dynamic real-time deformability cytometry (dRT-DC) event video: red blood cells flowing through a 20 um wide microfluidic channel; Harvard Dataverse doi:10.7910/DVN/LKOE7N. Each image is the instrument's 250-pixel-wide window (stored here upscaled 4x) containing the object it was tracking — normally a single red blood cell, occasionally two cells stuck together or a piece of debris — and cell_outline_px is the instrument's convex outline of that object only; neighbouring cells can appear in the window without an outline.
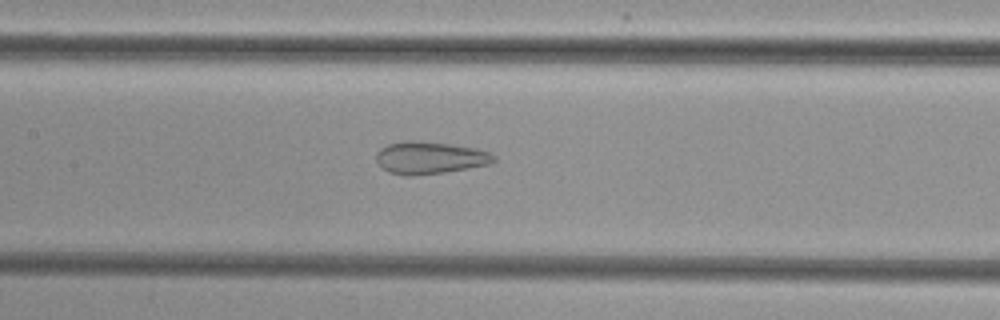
{"species": "common noctule bat (a hibernating species)", "species_latin": "Nyctalus noctula", "temperature_condition": "cold", "stored_images_in_passage": 33, "camera_frame_rate_fps": 3000, "um_per_image_px": 0.085, "animal": {"sex": "female", "body_mass_g": 29.2, "forearm_length_mm": 56.3}, "frame": {"image": 1, "passage_image": 10, "time_ms": 3.0, "image_size_px": [1000, 320], "cell_outline_px": [[496, 160], [492, 164], [444, 172], [412, 176], [408, 176], [388, 172], [380, 168], [376, 160], [376, 152], [380, 148], [388, 144], [404, 140], [412, 140], [448, 144], [476, 148], [492, 152], [496, 156]], "centroid_in_image_um": [36.53, 13.41], "position_along_channel_um": 170.9, "area_um2": 22.43}}
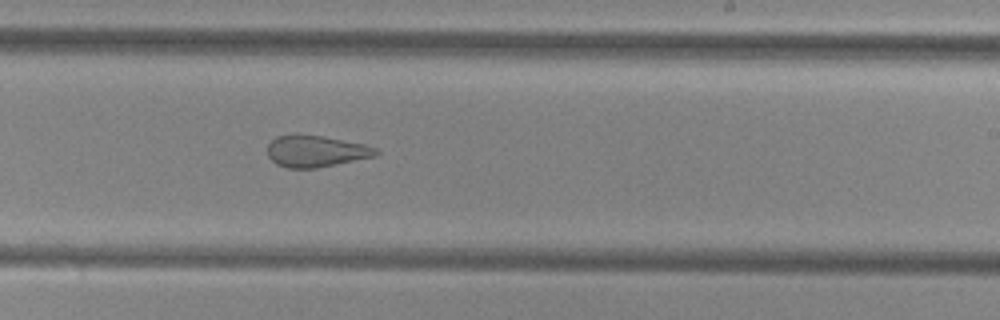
{"frame": {"image": 2, "passage_image": 17, "time_ms": 5.333, "image_size_px": [1000, 320], "cell_outline_px": [[380, 152], [376, 156], [316, 168], [288, 168], [276, 164], [268, 156], [268, 144], [276, 136], [324, 136], [364, 144], [380, 148]], "centroid_in_image_um": [26.9, 12.87], "position_along_channel_um": 262.1, "area_um2": 19.71}}
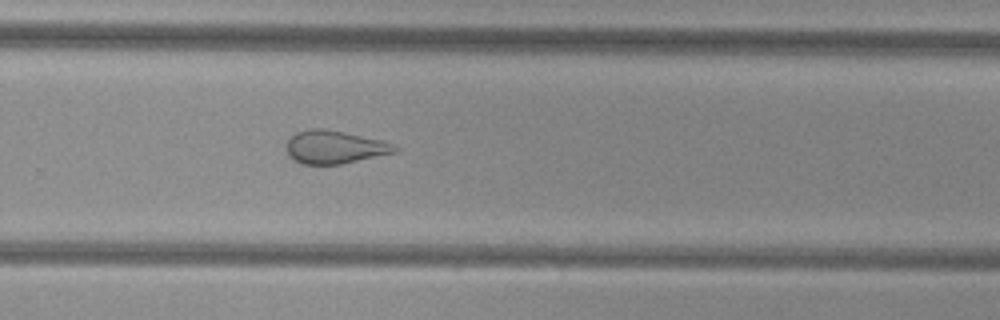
{"frame": {"image": 3, "passage_image": 20, "time_ms": 6.333, "image_size_px": [1000, 320], "cell_outline_px": [[400, 148], [396, 152], [340, 164], [300, 164], [292, 160], [288, 156], [284, 148], [288, 140], [296, 132], [312, 128], [324, 128], [344, 132], [380, 140], [392, 144]], "centroid_in_image_um": [28.37, 12.51], "position_along_channel_um": 301.4, "area_um2": 20.92}}